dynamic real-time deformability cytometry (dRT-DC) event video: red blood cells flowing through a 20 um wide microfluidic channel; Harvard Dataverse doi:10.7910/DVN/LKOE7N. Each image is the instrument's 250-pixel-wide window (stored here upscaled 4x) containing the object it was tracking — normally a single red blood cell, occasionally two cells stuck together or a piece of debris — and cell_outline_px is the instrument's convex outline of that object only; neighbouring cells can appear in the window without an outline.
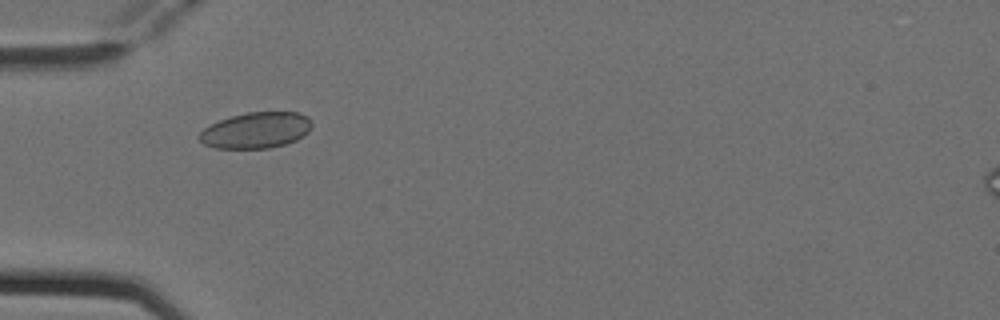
{"species": "Egyptian fruit bat (a non-hibernating species)", "species_latin": "Rousettus aegyptiacus", "temperature_condition": "cold", "stored_images_in_passage": 5, "camera_frame_rate_fps": 3000, "um_per_image_px": 0.085, "animal": {"sex": "female"}, "frame": {"image": 1, "passage_image": 4, "time_ms": 1.0, "image_size_px": [1000, 320], "cell_outline_px": [[312, 128], [304, 136], [296, 140], [284, 144], [268, 148], [216, 148], [204, 144], [200, 140], [200, 132], [204, 128], [220, 120], [232, 116], [248, 112], [300, 112], [308, 116], [312, 120]], "centroid_in_image_um": [21.82, 11.06], "position_along_channel_um": 63.2, "area_um2": 23.58}}
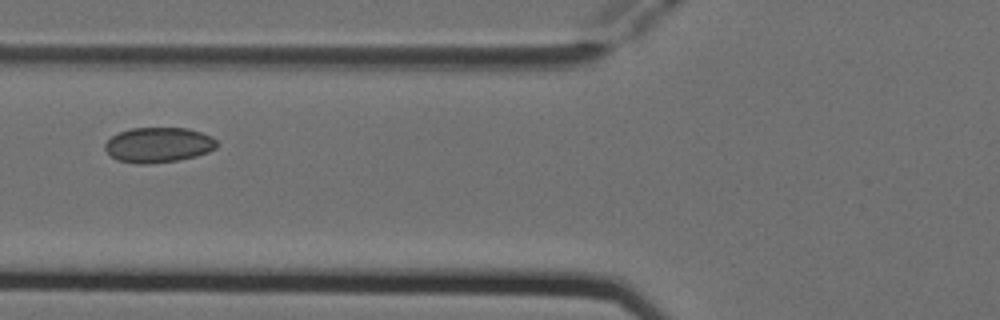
{"frame": {"image": 2, "passage_image": 5, "time_ms": 1.333, "image_size_px": [1000, 320], "cell_outline_px": [[216, 148], [208, 152], [196, 156], [176, 160], [148, 164], [136, 164], [116, 160], [104, 148], [104, 144], [112, 136], [120, 132], [132, 128], [188, 128], [212, 136], [216, 140]], "centroid_in_image_um": [13.46, 12.32], "position_along_channel_um": 112.3, "area_um2": 22.83}}